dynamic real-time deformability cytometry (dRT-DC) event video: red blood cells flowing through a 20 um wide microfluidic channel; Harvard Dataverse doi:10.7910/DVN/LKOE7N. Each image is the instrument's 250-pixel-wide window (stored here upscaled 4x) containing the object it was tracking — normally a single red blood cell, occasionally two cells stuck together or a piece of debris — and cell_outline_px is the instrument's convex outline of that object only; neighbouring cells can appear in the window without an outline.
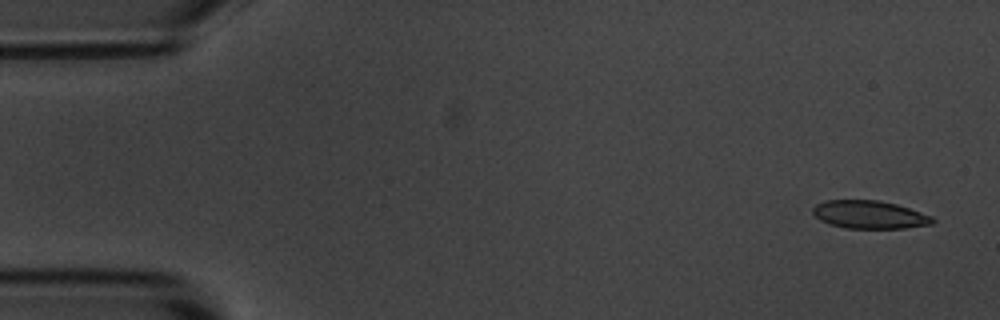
{"species": "common noctule bat (a hibernating species)", "species_latin": "Nyctalus noctula", "temperature_condition": "room temperature", "stored_images_in_passage": 55, "segment_of_instrument_passage": [1, 2], "camera_frame_rate_fps": 3000, "um_per_image_px": 0.085, "animal": {"sex": "male", "body_mass_g": 20.1, "forearm_length_mm": 53.5}, "frame": {"image": 1, "passage_image": 1, "time_ms": 0.0, "image_size_px": [1000, 320], "cell_outline_px": [[936, 220], [932, 224], [904, 228], [844, 228], [828, 224], [820, 220], [812, 212], [812, 208], [816, 204], [824, 200], [880, 200], [896, 204], [932, 216]], "centroid_in_image_um": [73.88, 18.24], "position_along_channel_um": 11.1, "area_um2": 19.59}}
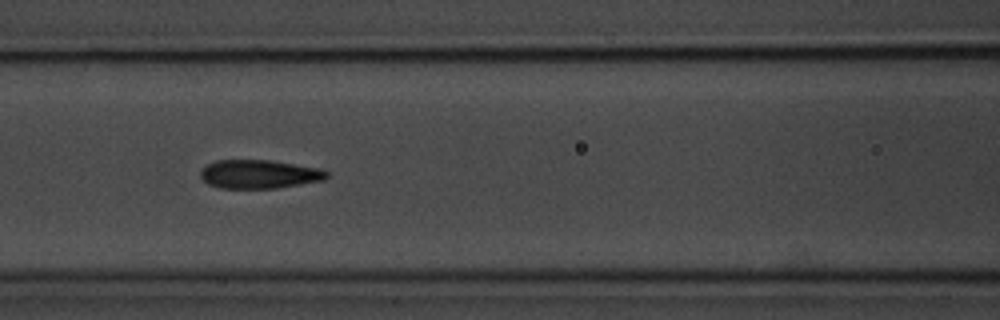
{"frame": {"image": 2, "passage_image": 22, "time_ms": 7.0, "image_size_px": [1000, 320], "cell_outline_px": [[328, 176], [324, 180], [276, 188], [220, 188], [208, 184], [200, 176], [200, 172], [208, 164], [216, 160], [268, 160], [320, 168], [328, 172]], "centroid_in_image_um": [22.03, 14.8], "position_along_channel_um": 144.6, "area_um2": 20.92}}
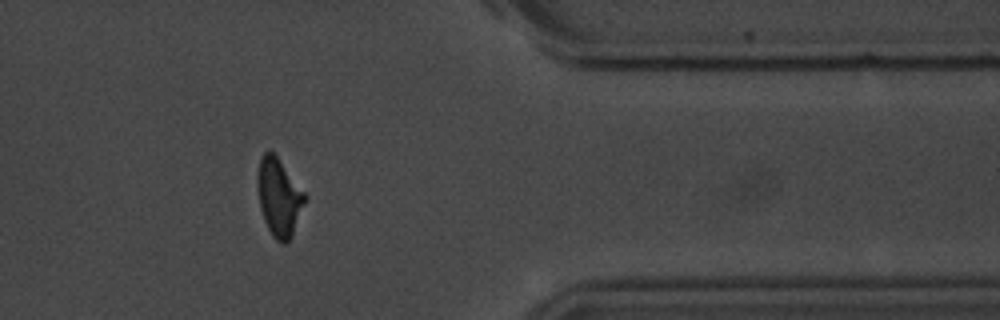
{"frame": {"image": 3, "passage_image": 44, "time_ms": 14.333, "image_size_px": [1000, 320], "cell_outline_px": [[308, 196], [292, 236], [284, 244], [280, 244], [272, 236], [264, 220], [260, 208], [256, 180], [256, 172], [260, 156], [268, 148], [276, 156]], "centroid_in_image_um": [23.7, 16.75], "position_along_channel_um": 387.7, "area_um2": 21.73}}